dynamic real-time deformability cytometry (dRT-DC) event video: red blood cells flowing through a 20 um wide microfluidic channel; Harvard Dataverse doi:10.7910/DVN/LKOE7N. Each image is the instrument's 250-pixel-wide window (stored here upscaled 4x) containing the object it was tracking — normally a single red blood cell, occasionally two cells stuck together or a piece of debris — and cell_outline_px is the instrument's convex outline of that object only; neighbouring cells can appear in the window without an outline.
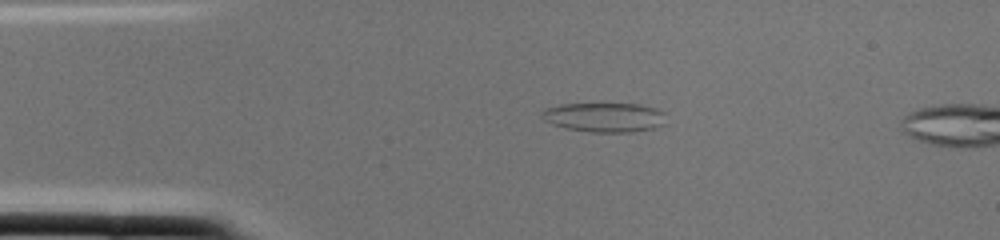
{"species": "common noctule bat (a hibernating species)", "species_latin": "Nyctalus noctula", "temperature_condition": "cold", "stored_images_in_passage": 2, "camera_frame_rate_fps": 3000, "um_per_image_px": 0.085, "animal": {"sex": "female", "body_mass_g": 22.0, "forearm_length_mm": 56.7}, "frame": {"image": 1, "passage_image": 2, "time_ms": 0.333, "image_size_px": [1000, 240], "cell_outline_px": [[664, 124], [652, 128], [632, 132], [592, 132], [564, 128], [552, 124], [544, 120], [540, 116], [540, 112], [544, 108], [560, 104], [640, 104], [656, 108], [664, 112]], "centroid_in_image_um": [51.33, 9.96], "position_along_channel_um": 33.7, "area_um2": 21.39}}